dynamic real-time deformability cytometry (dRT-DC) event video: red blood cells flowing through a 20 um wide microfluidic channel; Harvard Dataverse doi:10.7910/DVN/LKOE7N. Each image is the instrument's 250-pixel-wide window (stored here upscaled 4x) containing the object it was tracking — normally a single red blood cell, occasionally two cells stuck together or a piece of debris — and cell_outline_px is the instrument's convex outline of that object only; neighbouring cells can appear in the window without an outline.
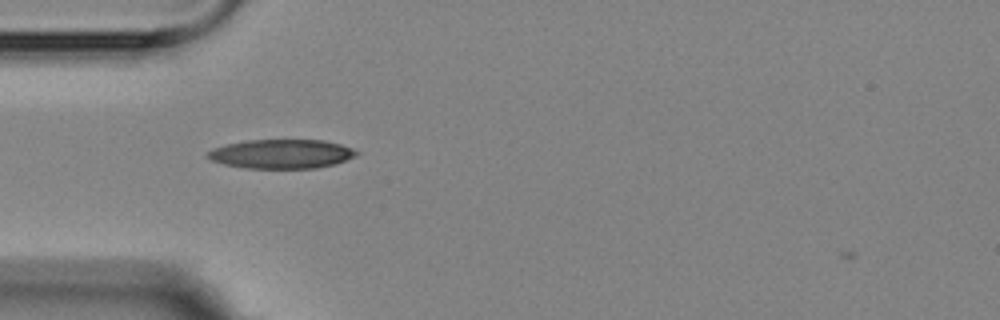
{"species": "Egyptian fruit bat (a non-hibernating species)", "species_latin": "Rousettus aegyptiacus", "temperature_condition": "room temperature", "stored_images_in_passage": 2, "camera_frame_rate_fps": 3000, "um_per_image_px": 0.085, "animal": {"sex": "female"}, "frame": {"image": 1, "passage_image": 1, "time_ms": 0.0, "image_size_px": [1000, 320], "cell_outline_px": [[360, 152], [356, 156], [336, 164], [316, 168], [244, 168], [224, 164], [212, 160], [204, 156], [212, 148], [244, 140], [324, 140], [340, 144], [352, 148]], "centroid_in_image_um": [23.93, 13.08], "position_along_channel_um": 61.1, "area_um2": 25.37}}
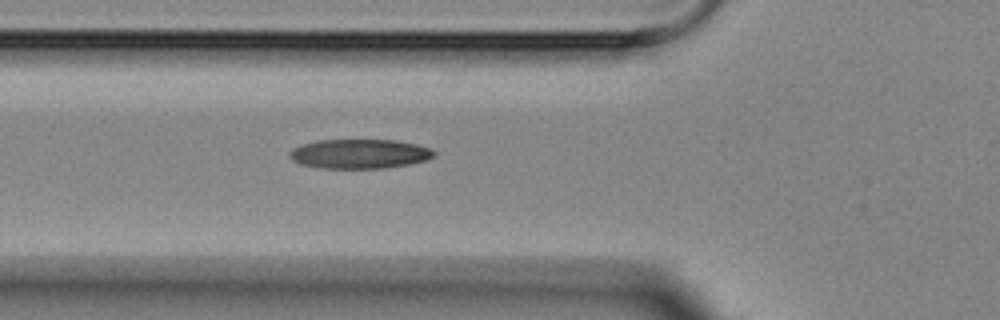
{"frame": {"image": 2, "passage_image": 2, "time_ms": 1.0, "image_size_px": [1000, 320], "cell_outline_px": [[436, 152], [432, 156], [424, 160], [408, 164], [384, 168], [320, 168], [300, 164], [292, 160], [288, 156], [288, 152], [292, 148], [300, 144], [320, 140], [396, 140], [416, 144], [428, 148]], "centroid_in_image_um": [30.48, 13.07], "position_along_channel_um": 95.3, "area_um2": 24.68}}